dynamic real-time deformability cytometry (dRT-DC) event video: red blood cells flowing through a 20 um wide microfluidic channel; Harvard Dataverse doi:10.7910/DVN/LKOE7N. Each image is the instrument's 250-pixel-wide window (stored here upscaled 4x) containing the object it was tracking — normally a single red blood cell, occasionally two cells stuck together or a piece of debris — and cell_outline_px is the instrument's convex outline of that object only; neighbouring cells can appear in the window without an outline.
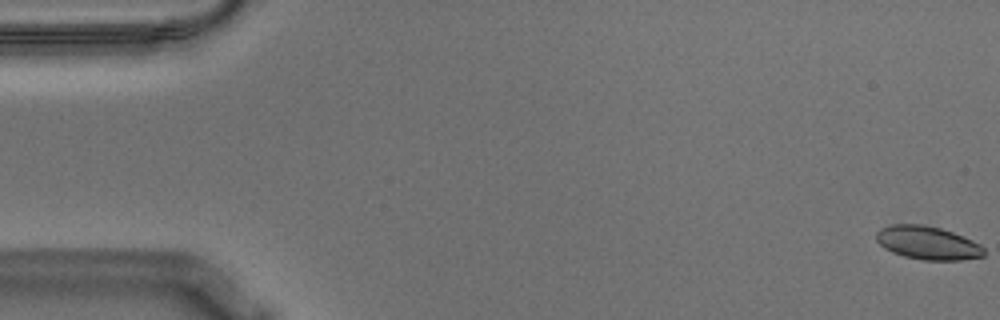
{"species": "Egyptian fruit bat (a non-hibernating species)", "species_latin": "Rousettus aegyptiacus", "temperature_condition": "warm", "stored_images_in_passage": 58, "camera_frame_rate_fps": 3000, "um_per_image_px": 0.085, "animal": {"sex": "male"}, "frame": {"image": 1, "passage_image": 1, "time_ms": 0.0, "image_size_px": [1000, 320], "cell_outline_px": [[984, 256], [960, 260], [924, 260], [904, 256], [892, 252], [884, 248], [876, 240], [876, 232], [880, 228], [892, 224], [924, 224], [940, 228], [952, 232], [972, 240], [980, 244], [984, 248]], "centroid_in_image_um": [78.83, 20.64], "position_along_channel_um": 6.2, "area_um2": 20.92}}
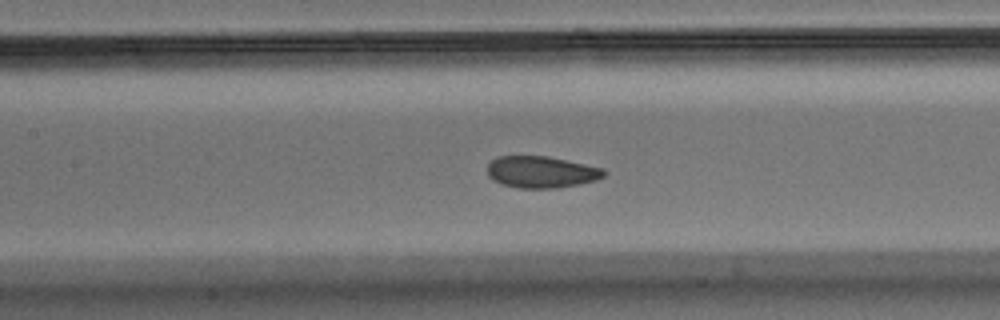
{"frame": {"image": 2, "passage_image": 26, "time_ms": 8.333, "image_size_px": [1000, 320], "cell_outline_px": [[608, 172], [604, 176], [596, 180], [580, 184], [556, 188], [520, 188], [500, 184], [492, 180], [488, 176], [488, 164], [492, 160], [500, 156], [548, 156], [604, 168]], "centroid_in_image_um": [46.03, 14.62], "position_along_channel_um": 161.4, "area_um2": 21.68}}
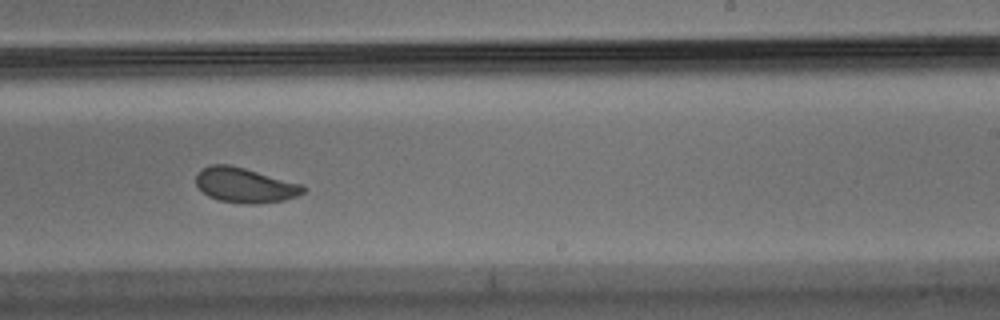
{"frame": {"image": 3, "passage_image": 35, "time_ms": 11.333, "image_size_px": [1000, 320], "cell_outline_px": [[308, 188], [304, 192], [296, 196], [284, 200], [256, 204], [248, 204], [220, 200], [208, 196], [196, 184], [196, 176], [200, 168], [212, 164], [228, 164], [244, 168], [304, 184]], "centroid_in_image_um": [20.85, 15.73], "position_along_channel_um": 268.2, "area_um2": 21.85}, "authors_computed_cell_mechanics": {"area_um2": 22.253, "velocity_mm_per_s": 3.5674, "shape_relaxation_time_tau1_ms": 4.6655, "shape_relaxation_time_tau2_ms": 2.8265, "deformation_change_tau1": 0.1175, "deformation_change_tau2": 0.0678}}